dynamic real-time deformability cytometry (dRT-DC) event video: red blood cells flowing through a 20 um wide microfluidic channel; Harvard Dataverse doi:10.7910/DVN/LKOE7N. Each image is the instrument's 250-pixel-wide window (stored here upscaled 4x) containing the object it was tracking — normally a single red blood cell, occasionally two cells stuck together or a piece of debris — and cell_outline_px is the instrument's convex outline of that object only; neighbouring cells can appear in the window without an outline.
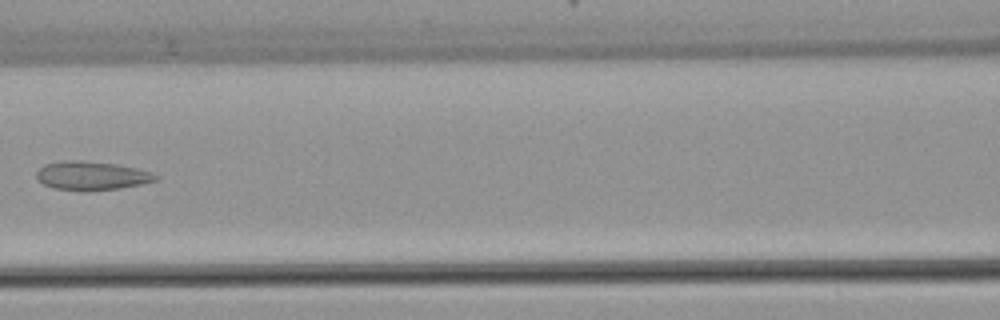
{"species": "common noctule bat (a hibernating species)", "species_latin": "Nyctalus noctula", "temperature_condition": "warm", "stored_images_in_passage": 6, "camera_frame_rate_fps": 3000, "um_per_image_px": 0.085, "animal": {"sex": "female", "body_mass_g": 22.7, "forearm_length_mm": 54.2}, "frame": {"image": 1, "passage_image": 6, "time_ms": 7.0, "image_size_px": [1000, 320], "cell_outline_px": [[160, 176], [156, 180], [140, 184], [120, 188], [84, 192], [56, 188], [44, 184], [36, 176], [36, 172], [44, 164], [64, 160], [80, 160], [116, 164], [136, 168], [152, 172]], "centroid_in_image_um": [7.79, 14.93], "position_along_channel_um": 158.8, "area_um2": 20.0}}